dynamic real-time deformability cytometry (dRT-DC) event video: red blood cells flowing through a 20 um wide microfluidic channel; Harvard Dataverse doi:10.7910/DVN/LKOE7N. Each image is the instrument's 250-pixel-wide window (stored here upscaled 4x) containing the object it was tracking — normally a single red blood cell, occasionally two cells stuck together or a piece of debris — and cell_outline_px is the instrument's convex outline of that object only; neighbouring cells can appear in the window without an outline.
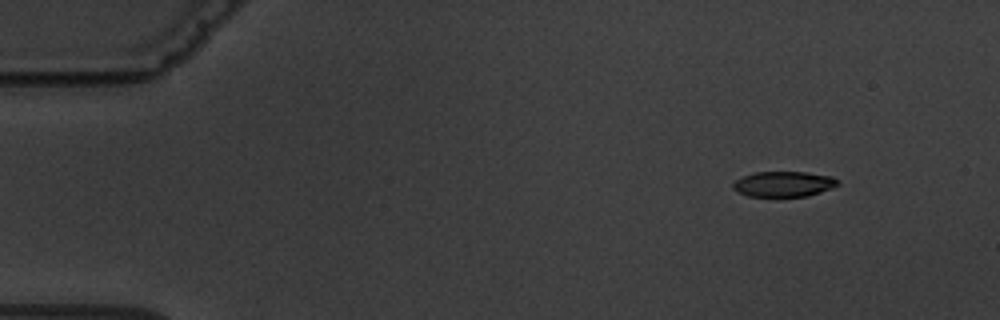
{"species": "common noctule bat (a hibernating species)", "species_latin": "Nyctalus noctula", "temperature_condition": "warm", "stored_images_in_passage": 4, "camera_frame_rate_fps": 3000, "um_per_image_px": 0.085, "animal": {"sex": "male", "body_mass_g": 19.5, "forearm_length_mm": 54.6}, "frame": {"image": 1, "passage_image": 1, "time_ms": 0.0, "image_size_px": [1000, 320], "cell_outline_px": [[840, 184], [832, 188], [808, 196], [748, 196], [736, 192], [732, 188], [732, 184], [736, 180], [744, 176], [756, 172], [804, 172], [832, 176], [840, 180]], "centroid_in_image_um": [66.63, 15.64], "position_along_channel_um": 18.4, "area_um2": 15.55}}
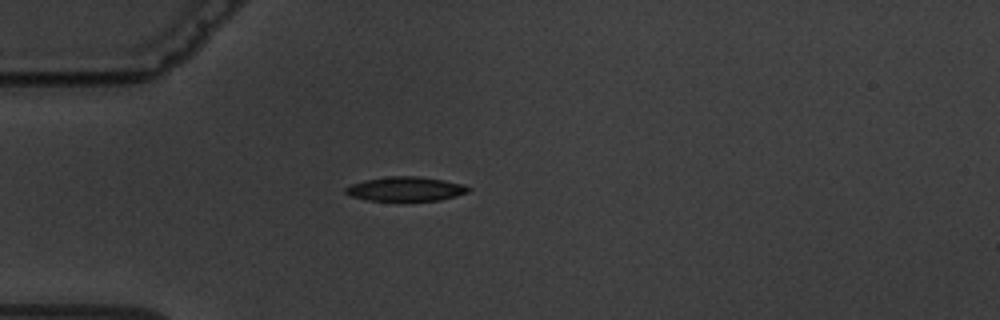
{"frame": {"image": 2, "passage_image": 3, "time_ms": 3.333, "image_size_px": [1000, 320], "cell_outline_px": [[472, 188], [468, 192], [456, 196], [440, 200], [368, 200], [352, 196], [344, 192], [344, 188], [352, 184], [364, 180], [388, 176], [420, 176], [444, 180], [464, 184]], "centroid_in_image_um": [34.51, 16.04], "position_along_channel_um": 50.5, "area_um2": 17.34}}